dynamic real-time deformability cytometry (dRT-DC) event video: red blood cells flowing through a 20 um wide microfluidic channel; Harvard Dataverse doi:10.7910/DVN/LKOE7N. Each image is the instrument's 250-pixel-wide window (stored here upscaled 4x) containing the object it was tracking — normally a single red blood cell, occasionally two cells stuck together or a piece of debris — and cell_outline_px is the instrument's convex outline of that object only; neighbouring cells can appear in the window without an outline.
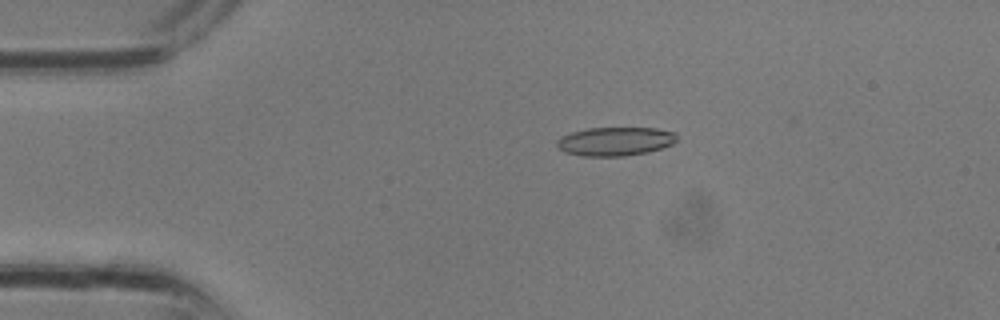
{"species": "common noctule bat (a hibernating species)", "species_latin": "Nyctalus noctula", "temperature_condition": "room temperature", "stored_images_in_passage": 14, "camera_frame_rate_fps": 3000, "um_per_image_px": 0.085, "animal": {"sex": "male", "body_mass_g": 13.3}, "frame": {"image": 1, "passage_image": 7, "time_ms": 2.0, "image_size_px": [1000, 320], "cell_outline_px": [[676, 140], [672, 144], [648, 152], [624, 156], [580, 156], [564, 152], [556, 148], [556, 140], [560, 136], [572, 132], [588, 128], [656, 128], [676, 132]], "centroid_in_image_um": [52.24, 12.02], "position_along_channel_um": 32.8, "area_um2": 20.23}}
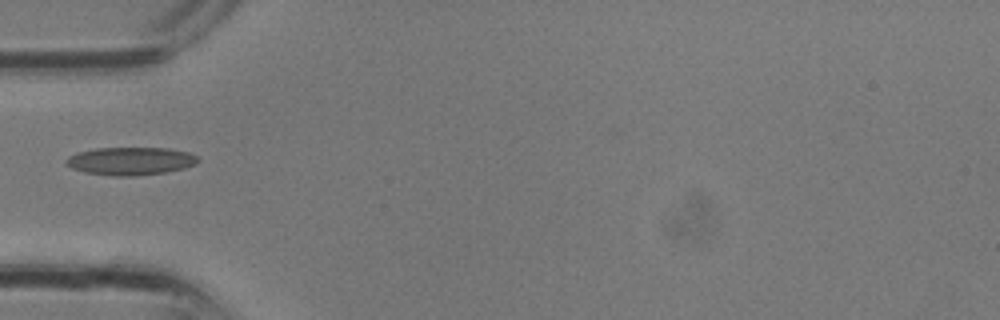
{"frame": {"image": 2, "passage_image": 11, "time_ms": 3.333, "image_size_px": [1000, 320], "cell_outline_px": [[200, 160], [196, 164], [184, 168], [164, 172], [136, 176], [112, 176], [84, 172], [72, 168], [64, 164], [64, 160], [68, 156], [76, 152], [96, 148], [168, 148], [188, 152], [196, 156]], "centroid_in_image_um": [11.05, 13.69], "position_along_channel_um": 73.9, "area_um2": 21.62}}
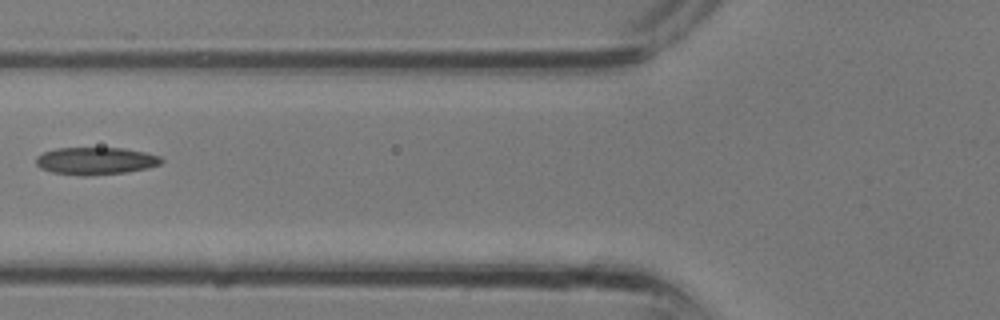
{"frame": {"image": 3, "passage_image": 13, "time_ms": 4.0, "image_size_px": [1000, 320], "cell_outline_px": [[164, 160], [160, 164], [148, 168], [124, 172], [88, 176], [80, 176], [52, 172], [40, 168], [36, 164], [36, 156], [44, 152], [56, 148], [124, 148], [144, 152], [160, 156]], "centroid_in_image_um": [8.12, 13.68], "position_along_channel_um": 117.7, "area_um2": 20.06}}